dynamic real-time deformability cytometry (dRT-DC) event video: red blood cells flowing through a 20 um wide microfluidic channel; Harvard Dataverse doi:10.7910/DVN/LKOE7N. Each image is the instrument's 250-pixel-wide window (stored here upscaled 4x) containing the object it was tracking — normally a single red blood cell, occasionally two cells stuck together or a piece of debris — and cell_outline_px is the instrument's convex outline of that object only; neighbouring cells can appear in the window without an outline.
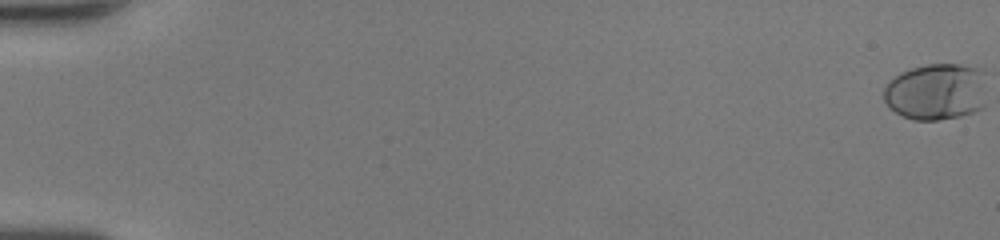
{"species": "human", "species_latin": "Homo sapiens", "temperature_condition": "room temperature", "stored_images_in_passage": 52, "camera_frame_rate_fps": 3000, "um_per_image_px": 0.085, "donor": {"sex": "female"}, "frame": {"image": 1, "passage_image": 1, "time_ms": 0.0, "image_size_px": [1000, 240], "cell_outline_px": [[984, 104], [980, 108], [972, 112], [960, 116], [936, 120], [912, 120], [896, 112], [884, 100], [884, 88], [896, 76], [912, 68], [928, 64], [960, 64], [980, 68]], "centroid_in_image_um": [79.55, 7.8], "position_along_channel_um": 5.4, "area_um2": 33.29}}
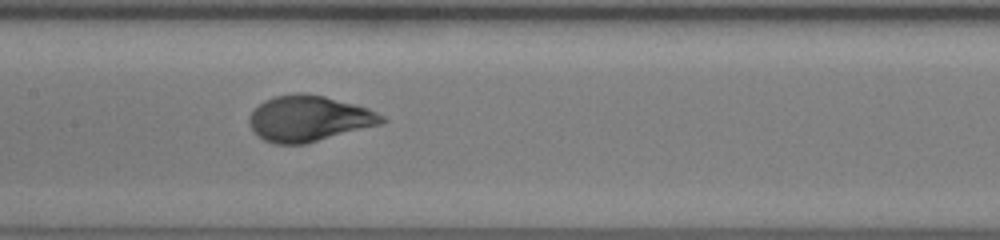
{"frame": {"image": 2, "passage_image": 28, "time_ms": 9.0, "image_size_px": [1000, 240], "cell_outline_px": [[388, 120], [384, 124], [304, 144], [272, 144], [264, 140], [248, 124], [248, 116], [264, 100], [272, 96], [296, 92], [300, 92], [324, 96], [368, 108], [384, 116]], "centroid_in_image_um": [26.27, 10.07], "position_along_channel_um": 181.1, "area_um2": 35.55}}
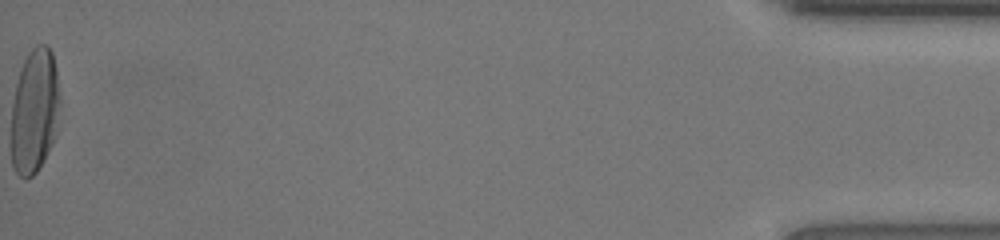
{"frame": {"image": 3, "passage_image": 52, "time_ms": 17.0, "image_size_px": [1000, 240], "cell_outline_px": [[60, 104], [56, 136], [44, 160], [36, 172], [32, 176], [24, 180], [12, 168], [12, 104], [16, 84], [20, 68], [28, 52], [36, 44], [44, 44], [52, 52], [56, 68], [60, 100]], "centroid_in_image_um": [2.95, 9.44], "position_along_channel_um": 432.3, "area_um2": 35.66}, "authors_computed_cell_mechanics": {"area_um2": 33.8708, "velocity_mm_per_s": 4.3, "shape_relaxation_time_tau1_ms": 3.7029, "shape_relaxation_time_tau2_ms": null, "deformation_change_tau1": 0.2217, "deformation_change_tau2": null}}